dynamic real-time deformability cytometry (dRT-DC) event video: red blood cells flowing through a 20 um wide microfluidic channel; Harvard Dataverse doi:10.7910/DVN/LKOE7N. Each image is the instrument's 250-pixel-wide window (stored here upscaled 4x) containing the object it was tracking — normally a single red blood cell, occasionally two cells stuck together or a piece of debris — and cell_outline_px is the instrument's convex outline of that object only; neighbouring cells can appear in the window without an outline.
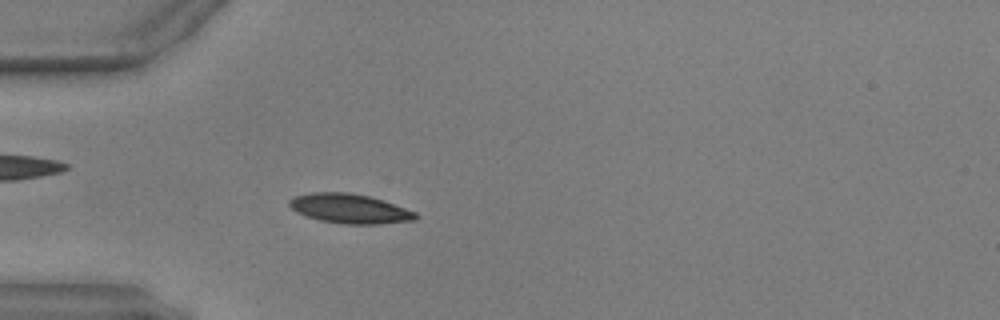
{"species": "common noctule bat (a hibernating species)", "species_latin": "Nyctalus noctula", "temperature_condition": "warm", "stored_images_in_passage": 51, "camera_frame_rate_fps": 3000, "um_per_image_px": 0.085, "animal": {"sex": "male", "body_mass_g": 17.9, "forearm_length_mm": 54.2}, "frame": {"image": 1, "passage_image": 15, "time_ms": 4.667, "image_size_px": [1000, 320], "cell_outline_px": [[416, 216], [412, 220], [372, 224], [352, 224], [324, 220], [308, 216], [292, 208], [288, 204], [296, 196], [320, 192], [340, 192], [368, 196], [416, 212]], "centroid_in_image_um": [29.73, 17.73], "position_along_channel_um": 55.3, "area_um2": 20.46}}
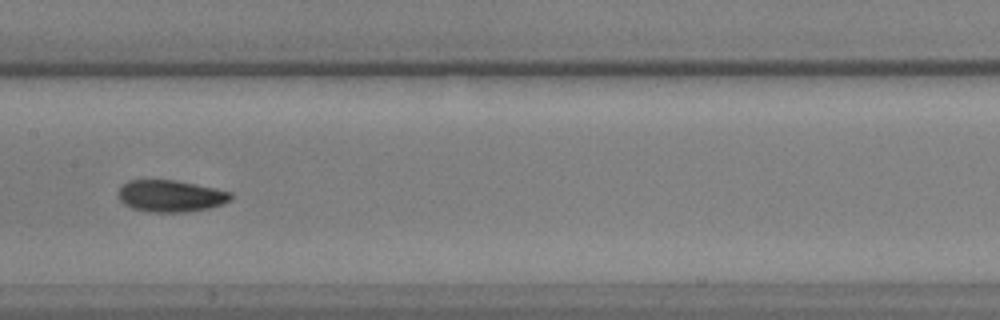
{"frame": {"image": 2, "passage_image": 26, "time_ms": 8.333, "image_size_px": [1000, 320], "cell_outline_px": [[232, 196], [228, 200], [220, 204], [204, 208], [172, 212], [160, 212], [136, 208], [120, 200], [120, 188], [124, 184], [132, 180], [172, 180], [192, 184], [228, 192]], "centroid_in_image_um": [14.46, 16.64], "position_along_channel_um": 192.9, "area_um2": 19.42}}
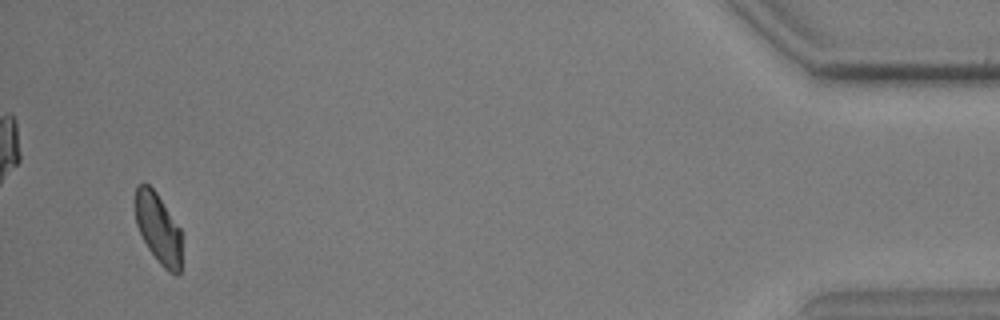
{"frame": {"image": 3, "passage_image": 49, "time_ms": 16.0, "image_size_px": [1000, 320], "cell_outline_px": [[180, 272], [172, 272], [164, 268], [160, 264], [148, 248], [136, 224], [136, 188], [140, 184], [148, 184], [156, 192], [180, 228]], "centroid_in_image_um": [13.44, 19.39], "position_along_channel_um": 421.8, "area_um2": 18.38}, "authors_computed_cell_mechanics": {"area_um2": 18.9006, "velocity_mm_per_s": 3.9523, "shape_relaxation_time_tau1_ms": 4.0679, "shape_relaxation_time_tau2_ms": 1.6185, "deformation_change_tau1": 0.1137, "deformation_change_tau2": 0.0545}}